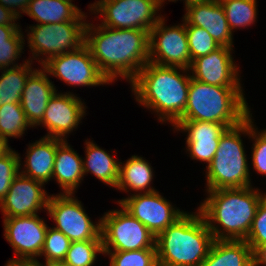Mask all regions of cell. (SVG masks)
Wrapping results in <instances>:
<instances>
[{
	"label": "cell",
	"mask_w": 266,
	"mask_h": 266,
	"mask_svg": "<svg viewBox=\"0 0 266 266\" xmlns=\"http://www.w3.org/2000/svg\"><path fill=\"white\" fill-rule=\"evenodd\" d=\"M254 266H266V244L259 247L254 253Z\"/></svg>",
	"instance_id": "cell-40"
},
{
	"label": "cell",
	"mask_w": 266,
	"mask_h": 266,
	"mask_svg": "<svg viewBox=\"0 0 266 266\" xmlns=\"http://www.w3.org/2000/svg\"><path fill=\"white\" fill-rule=\"evenodd\" d=\"M6 148L7 146L4 143L0 142V155Z\"/></svg>",
	"instance_id": "cell-44"
},
{
	"label": "cell",
	"mask_w": 266,
	"mask_h": 266,
	"mask_svg": "<svg viewBox=\"0 0 266 266\" xmlns=\"http://www.w3.org/2000/svg\"><path fill=\"white\" fill-rule=\"evenodd\" d=\"M21 30L20 26L0 25V69L20 66L16 61L25 46V36Z\"/></svg>",
	"instance_id": "cell-28"
},
{
	"label": "cell",
	"mask_w": 266,
	"mask_h": 266,
	"mask_svg": "<svg viewBox=\"0 0 266 266\" xmlns=\"http://www.w3.org/2000/svg\"><path fill=\"white\" fill-rule=\"evenodd\" d=\"M31 128L20 103L4 104L0 107V142L9 147L8 138H21Z\"/></svg>",
	"instance_id": "cell-29"
},
{
	"label": "cell",
	"mask_w": 266,
	"mask_h": 266,
	"mask_svg": "<svg viewBox=\"0 0 266 266\" xmlns=\"http://www.w3.org/2000/svg\"><path fill=\"white\" fill-rule=\"evenodd\" d=\"M243 91V87L209 85L191 77L187 105L178 121H209L235 127L251 114Z\"/></svg>",
	"instance_id": "cell-5"
},
{
	"label": "cell",
	"mask_w": 266,
	"mask_h": 266,
	"mask_svg": "<svg viewBox=\"0 0 266 266\" xmlns=\"http://www.w3.org/2000/svg\"><path fill=\"white\" fill-rule=\"evenodd\" d=\"M175 131L186 132V149L194 160L208 164L214 158L221 135L228 129L224 124L209 121H177Z\"/></svg>",
	"instance_id": "cell-19"
},
{
	"label": "cell",
	"mask_w": 266,
	"mask_h": 266,
	"mask_svg": "<svg viewBox=\"0 0 266 266\" xmlns=\"http://www.w3.org/2000/svg\"><path fill=\"white\" fill-rule=\"evenodd\" d=\"M19 17L15 15L11 10L0 4V25L3 26H20L17 20ZM17 22V23H16Z\"/></svg>",
	"instance_id": "cell-39"
},
{
	"label": "cell",
	"mask_w": 266,
	"mask_h": 266,
	"mask_svg": "<svg viewBox=\"0 0 266 266\" xmlns=\"http://www.w3.org/2000/svg\"><path fill=\"white\" fill-rule=\"evenodd\" d=\"M83 204L73 194H50L46 213L55 222V229L71 242L102 240L101 219L93 222Z\"/></svg>",
	"instance_id": "cell-10"
},
{
	"label": "cell",
	"mask_w": 266,
	"mask_h": 266,
	"mask_svg": "<svg viewBox=\"0 0 266 266\" xmlns=\"http://www.w3.org/2000/svg\"><path fill=\"white\" fill-rule=\"evenodd\" d=\"M185 28L192 62L220 47L206 29L195 25H185Z\"/></svg>",
	"instance_id": "cell-32"
},
{
	"label": "cell",
	"mask_w": 266,
	"mask_h": 266,
	"mask_svg": "<svg viewBox=\"0 0 266 266\" xmlns=\"http://www.w3.org/2000/svg\"><path fill=\"white\" fill-rule=\"evenodd\" d=\"M45 185L19 173L0 202L3 218L37 215L46 210L50 195L43 188Z\"/></svg>",
	"instance_id": "cell-16"
},
{
	"label": "cell",
	"mask_w": 266,
	"mask_h": 266,
	"mask_svg": "<svg viewBox=\"0 0 266 266\" xmlns=\"http://www.w3.org/2000/svg\"><path fill=\"white\" fill-rule=\"evenodd\" d=\"M56 91L55 84L43 68L35 69L27 78L20 104L32 128L42 121L47 103Z\"/></svg>",
	"instance_id": "cell-20"
},
{
	"label": "cell",
	"mask_w": 266,
	"mask_h": 266,
	"mask_svg": "<svg viewBox=\"0 0 266 266\" xmlns=\"http://www.w3.org/2000/svg\"><path fill=\"white\" fill-rule=\"evenodd\" d=\"M165 1L167 2V0H157V2H158V4H159V6L162 8L164 5H163V3H165ZM169 2H176V1H178V0H168ZM181 1V0H180ZM185 3H184V5H186L187 3H188V0H183Z\"/></svg>",
	"instance_id": "cell-43"
},
{
	"label": "cell",
	"mask_w": 266,
	"mask_h": 266,
	"mask_svg": "<svg viewBox=\"0 0 266 266\" xmlns=\"http://www.w3.org/2000/svg\"><path fill=\"white\" fill-rule=\"evenodd\" d=\"M64 140L57 138L41 137L28 145L24 164L19 157V173L36 181L47 184L52 180L53 166L57 147ZM23 166H22V165Z\"/></svg>",
	"instance_id": "cell-21"
},
{
	"label": "cell",
	"mask_w": 266,
	"mask_h": 266,
	"mask_svg": "<svg viewBox=\"0 0 266 266\" xmlns=\"http://www.w3.org/2000/svg\"><path fill=\"white\" fill-rule=\"evenodd\" d=\"M18 152L7 147L0 155V202L11 187L14 178L19 174Z\"/></svg>",
	"instance_id": "cell-35"
},
{
	"label": "cell",
	"mask_w": 266,
	"mask_h": 266,
	"mask_svg": "<svg viewBox=\"0 0 266 266\" xmlns=\"http://www.w3.org/2000/svg\"><path fill=\"white\" fill-rule=\"evenodd\" d=\"M87 23V21H66L30 25L27 43L32 57L27 60L34 62L33 59H38V63L42 66L52 57L78 50L85 45Z\"/></svg>",
	"instance_id": "cell-7"
},
{
	"label": "cell",
	"mask_w": 266,
	"mask_h": 266,
	"mask_svg": "<svg viewBox=\"0 0 266 266\" xmlns=\"http://www.w3.org/2000/svg\"><path fill=\"white\" fill-rule=\"evenodd\" d=\"M96 25L87 23L85 45L99 70L111 84L119 77L130 83L149 62V31Z\"/></svg>",
	"instance_id": "cell-1"
},
{
	"label": "cell",
	"mask_w": 266,
	"mask_h": 266,
	"mask_svg": "<svg viewBox=\"0 0 266 266\" xmlns=\"http://www.w3.org/2000/svg\"><path fill=\"white\" fill-rule=\"evenodd\" d=\"M241 135H250V115L221 135L214 158L206 166V191L252 186Z\"/></svg>",
	"instance_id": "cell-6"
},
{
	"label": "cell",
	"mask_w": 266,
	"mask_h": 266,
	"mask_svg": "<svg viewBox=\"0 0 266 266\" xmlns=\"http://www.w3.org/2000/svg\"><path fill=\"white\" fill-rule=\"evenodd\" d=\"M5 266H42L38 261L36 260H12L9 259Z\"/></svg>",
	"instance_id": "cell-41"
},
{
	"label": "cell",
	"mask_w": 266,
	"mask_h": 266,
	"mask_svg": "<svg viewBox=\"0 0 266 266\" xmlns=\"http://www.w3.org/2000/svg\"><path fill=\"white\" fill-rule=\"evenodd\" d=\"M88 6L91 13H100V25L113 29L150 31L163 17L157 0H98Z\"/></svg>",
	"instance_id": "cell-9"
},
{
	"label": "cell",
	"mask_w": 266,
	"mask_h": 266,
	"mask_svg": "<svg viewBox=\"0 0 266 266\" xmlns=\"http://www.w3.org/2000/svg\"><path fill=\"white\" fill-rule=\"evenodd\" d=\"M245 241L251 247L253 253L266 244V196L261 200L257 208Z\"/></svg>",
	"instance_id": "cell-37"
},
{
	"label": "cell",
	"mask_w": 266,
	"mask_h": 266,
	"mask_svg": "<svg viewBox=\"0 0 266 266\" xmlns=\"http://www.w3.org/2000/svg\"><path fill=\"white\" fill-rule=\"evenodd\" d=\"M198 209L213 238L245 240L257 208L266 193L252 186L209 190ZM217 224V225H216Z\"/></svg>",
	"instance_id": "cell-3"
},
{
	"label": "cell",
	"mask_w": 266,
	"mask_h": 266,
	"mask_svg": "<svg viewBox=\"0 0 266 266\" xmlns=\"http://www.w3.org/2000/svg\"><path fill=\"white\" fill-rule=\"evenodd\" d=\"M64 140L55 155L52 179L57 181L62 194H75L83 181L82 157Z\"/></svg>",
	"instance_id": "cell-22"
},
{
	"label": "cell",
	"mask_w": 266,
	"mask_h": 266,
	"mask_svg": "<svg viewBox=\"0 0 266 266\" xmlns=\"http://www.w3.org/2000/svg\"><path fill=\"white\" fill-rule=\"evenodd\" d=\"M214 241L199 209L186 212L156 236L157 262L162 266H201Z\"/></svg>",
	"instance_id": "cell-4"
},
{
	"label": "cell",
	"mask_w": 266,
	"mask_h": 266,
	"mask_svg": "<svg viewBox=\"0 0 266 266\" xmlns=\"http://www.w3.org/2000/svg\"><path fill=\"white\" fill-rule=\"evenodd\" d=\"M165 25L164 16L149 31V62L164 66L190 69L192 64L188 48L185 22Z\"/></svg>",
	"instance_id": "cell-12"
},
{
	"label": "cell",
	"mask_w": 266,
	"mask_h": 266,
	"mask_svg": "<svg viewBox=\"0 0 266 266\" xmlns=\"http://www.w3.org/2000/svg\"><path fill=\"white\" fill-rule=\"evenodd\" d=\"M41 68L48 75L60 79L69 86L96 87L110 84L99 70L86 45L78 50L52 57Z\"/></svg>",
	"instance_id": "cell-11"
},
{
	"label": "cell",
	"mask_w": 266,
	"mask_h": 266,
	"mask_svg": "<svg viewBox=\"0 0 266 266\" xmlns=\"http://www.w3.org/2000/svg\"><path fill=\"white\" fill-rule=\"evenodd\" d=\"M101 254L104 255L102 240L71 242L63 261L70 266H93Z\"/></svg>",
	"instance_id": "cell-31"
},
{
	"label": "cell",
	"mask_w": 266,
	"mask_h": 266,
	"mask_svg": "<svg viewBox=\"0 0 266 266\" xmlns=\"http://www.w3.org/2000/svg\"><path fill=\"white\" fill-rule=\"evenodd\" d=\"M40 264L42 266H70L69 264L65 263L64 261H52V262H48V263H41Z\"/></svg>",
	"instance_id": "cell-42"
},
{
	"label": "cell",
	"mask_w": 266,
	"mask_h": 266,
	"mask_svg": "<svg viewBox=\"0 0 266 266\" xmlns=\"http://www.w3.org/2000/svg\"><path fill=\"white\" fill-rule=\"evenodd\" d=\"M232 32L247 28L257 19V0H219Z\"/></svg>",
	"instance_id": "cell-30"
},
{
	"label": "cell",
	"mask_w": 266,
	"mask_h": 266,
	"mask_svg": "<svg viewBox=\"0 0 266 266\" xmlns=\"http://www.w3.org/2000/svg\"><path fill=\"white\" fill-rule=\"evenodd\" d=\"M154 174L151 164L146 159L138 155H132L125 163L120 161L116 190L125 193L132 190L135 191L134 194L156 191L157 189L151 186Z\"/></svg>",
	"instance_id": "cell-26"
},
{
	"label": "cell",
	"mask_w": 266,
	"mask_h": 266,
	"mask_svg": "<svg viewBox=\"0 0 266 266\" xmlns=\"http://www.w3.org/2000/svg\"><path fill=\"white\" fill-rule=\"evenodd\" d=\"M31 0H0V4L11 10L19 18L22 17ZM19 9V10H18Z\"/></svg>",
	"instance_id": "cell-38"
},
{
	"label": "cell",
	"mask_w": 266,
	"mask_h": 266,
	"mask_svg": "<svg viewBox=\"0 0 266 266\" xmlns=\"http://www.w3.org/2000/svg\"><path fill=\"white\" fill-rule=\"evenodd\" d=\"M71 240L54 227H48L45 242L40 254L45 263L63 261L70 247Z\"/></svg>",
	"instance_id": "cell-34"
},
{
	"label": "cell",
	"mask_w": 266,
	"mask_h": 266,
	"mask_svg": "<svg viewBox=\"0 0 266 266\" xmlns=\"http://www.w3.org/2000/svg\"><path fill=\"white\" fill-rule=\"evenodd\" d=\"M119 209L105 212L101 219L104 252L156 249V237L120 204Z\"/></svg>",
	"instance_id": "cell-8"
},
{
	"label": "cell",
	"mask_w": 266,
	"mask_h": 266,
	"mask_svg": "<svg viewBox=\"0 0 266 266\" xmlns=\"http://www.w3.org/2000/svg\"><path fill=\"white\" fill-rule=\"evenodd\" d=\"M233 48L220 46L205 56L196 58L191 66V77L197 81L222 87H242Z\"/></svg>",
	"instance_id": "cell-17"
},
{
	"label": "cell",
	"mask_w": 266,
	"mask_h": 266,
	"mask_svg": "<svg viewBox=\"0 0 266 266\" xmlns=\"http://www.w3.org/2000/svg\"><path fill=\"white\" fill-rule=\"evenodd\" d=\"M201 266H254V256L245 240L214 239Z\"/></svg>",
	"instance_id": "cell-24"
},
{
	"label": "cell",
	"mask_w": 266,
	"mask_h": 266,
	"mask_svg": "<svg viewBox=\"0 0 266 266\" xmlns=\"http://www.w3.org/2000/svg\"><path fill=\"white\" fill-rule=\"evenodd\" d=\"M85 145L86 159L82 158L84 176L91 173L102 183L116 188L119 180L120 161L89 139L85 141Z\"/></svg>",
	"instance_id": "cell-25"
},
{
	"label": "cell",
	"mask_w": 266,
	"mask_h": 266,
	"mask_svg": "<svg viewBox=\"0 0 266 266\" xmlns=\"http://www.w3.org/2000/svg\"><path fill=\"white\" fill-rule=\"evenodd\" d=\"M252 119V113L250 114V135L248 138L253 139L251 164L257 174L266 176V129L258 131L256 125H254Z\"/></svg>",
	"instance_id": "cell-36"
},
{
	"label": "cell",
	"mask_w": 266,
	"mask_h": 266,
	"mask_svg": "<svg viewBox=\"0 0 266 266\" xmlns=\"http://www.w3.org/2000/svg\"><path fill=\"white\" fill-rule=\"evenodd\" d=\"M190 79L189 69L148 62L130 86L139 105L155 112L161 123L173 126L186 108Z\"/></svg>",
	"instance_id": "cell-2"
},
{
	"label": "cell",
	"mask_w": 266,
	"mask_h": 266,
	"mask_svg": "<svg viewBox=\"0 0 266 266\" xmlns=\"http://www.w3.org/2000/svg\"><path fill=\"white\" fill-rule=\"evenodd\" d=\"M31 64L33 62L26 59L20 66L0 69V107L4 104L20 103L25 82L36 69Z\"/></svg>",
	"instance_id": "cell-27"
},
{
	"label": "cell",
	"mask_w": 266,
	"mask_h": 266,
	"mask_svg": "<svg viewBox=\"0 0 266 266\" xmlns=\"http://www.w3.org/2000/svg\"><path fill=\"white\" fill-rule=\"evenodd\" d=\"M191 1H206V0H188V2H191Z\"/></svg>",
	"instance_id": "cell-45"
},
{
	"label": "cell",
	"mask_w": 266,
	"mask_h": 266,
	"mask_svg": "<svg viewBox=\"0 0 266 266\" xmlns=\"http://www.w3.org/2000/svg\"><path fill=\"white\" fill-rule=\"evenodd\" d=\"M73 0H31L24 14L37 24L86 21L87 16ZM85 19V20H84Z\"/></svg>",
	"instance_id": "cell-23"
},
{
	"label": "cell",
	"mask_w": 266,
	"mask_h": 266,
	"mask_svg": "<svg viewBox=\"0 0 266 266\" xmlns=\"http://www.w3.org/2000/svg\"><path fill=\"white\" fill-rule=\"evenodd\" d=\"M85 103L72 92L56 93L49 99L42 121L37 125L47 129L44 137L67 140L86 114Z\"/></svg>",
	"instance_id": "cell-15"
},
{
	"label": "cell",
	"mask_w": 266,
	"mask_h": 266,
	"mask_svg": "<svg viewBox=\"0 0 266 266\" xmlns=\"http://www.w3.org/2000/svg\"><path fill=\"white\" fill-rule=\"evenodd\" d=\"M116 202L145 225L155 237L185 213L174 207L157 190L148 193H131Z\"/></svg>",
	"instance_id": "cell-13"
},
{
	"label": "cell",
	"mask_w": 266,
	"mask_h": 266,
	"mask_svg": "<svg viewBox=\"0 0 266 266\" xmlns=\"http://www.w3.org/2000/svg\"><path fill=\"white\" fill-rule=\"evenodd\" d=\"M185 25L206 29L220 46L233 48V32L219 0L191 1L185 5Z\"/></svg>",
	"instance_id": "cell-18"
},
{
	"label": "cell",
	"mask_w": 266,
	"mask_h": 266,
	"mask_svg": "<svg viewBox=\"0 0 266 266\" xmlns=\"http://www.w3.org/2000/svg\"><path fill=\"white\" fill-rule=\"evenodd\" d=\"M4 238L14 249L12 260H36L42 252L48 225L39 215L3 218ZM38 257V258H37Z\"/></svg>",
	"instance_id": "cell-14"
},
{
	"label": "cell",
	"mask_w": 266,
	"mask_h": 266,
	"mask_svg": "<svg viewBox=\"0 0 266 266\" xmlns=\"http://www.w3.org/2000/svg\"><path fill=\"white\" fill-rule=\"evenodd\" d=\"M104 255H108L110 266H155L158 263L156 249L104 252Z\"/></svg>",
	"instance_id": "cell-33"
}]
</instances>
